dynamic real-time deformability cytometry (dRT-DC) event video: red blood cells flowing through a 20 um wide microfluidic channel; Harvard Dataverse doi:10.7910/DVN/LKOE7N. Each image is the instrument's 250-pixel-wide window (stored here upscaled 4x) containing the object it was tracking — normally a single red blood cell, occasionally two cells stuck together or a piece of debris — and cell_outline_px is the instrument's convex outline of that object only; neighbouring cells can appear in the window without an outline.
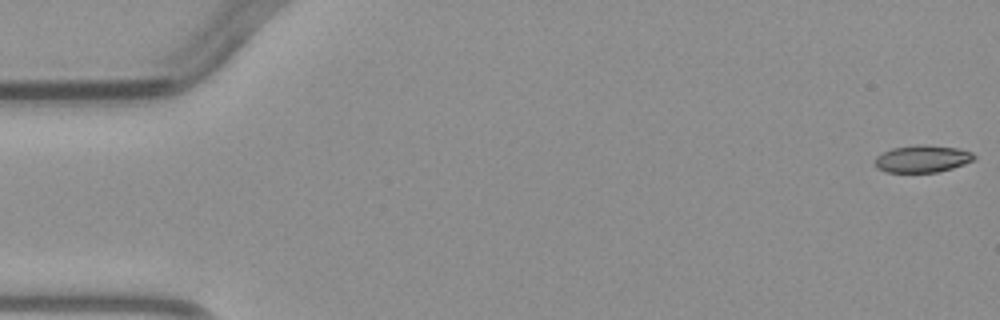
{"species": "common noctule bat (a hibernating species)", "species_latin": "Nyctalus noctula", "temperature_condition": "warm", "stored_images_in_passage": 4, "camera_frame_rate_fps": 3000, "um_per_image_px": 0.085, "animal": {"sex": "male", "body_mass_g": 23.1, "forearm_length_mm": 52.7}, "frame": {"image": 1, "passage_image": 1, "time_ms": 0.0, "image_size_px": [1000, 320], "cell_outline_px": [[976, 160], [952, 168], [936, 172], [884, 172], [876, 168], [876, 156], [892, 148], [920, 144], [960, 148], [972, 152], [976, 156]], "centroid_in_image_um": [78.43, 13.49], "position_along_channel_um": 6.6, "area_um2": 15.78}}
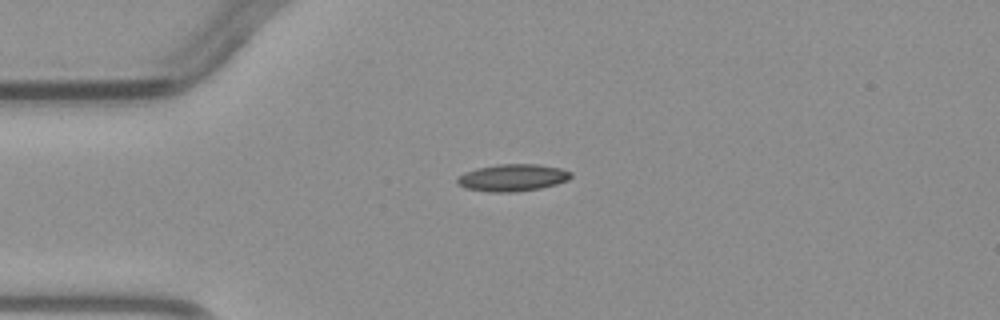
{"frame": {"image": 2, "passage_image": 4, "time_ms": 3.667, "image_size_px": [1000, 320], "cell_outline_px": [[572, 176], [568, 180], [556, 184], [540, 188], [516, 192], [488, 192], [464, 188], [456, 184], [456, 180], [464, 172], [476, 168], [496, 164], [536, 164], [560, 168], [572, 172]], "centroid_in_image_um": [43.54, 15.1], "position_along_channel_um": 41.5, "area_um2": 18.09}}